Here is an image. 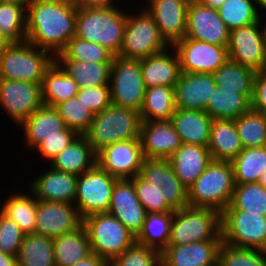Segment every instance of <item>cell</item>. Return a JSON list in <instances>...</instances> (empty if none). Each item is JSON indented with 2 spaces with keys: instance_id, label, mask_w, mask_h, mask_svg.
Here are the masks:
<instances>
[{
  "instance_id": "e7e4bbea",
  "label": "cell",
  "mask_w": 266,
  "mask_h": 266,
  "mask_svg": "<svg viewBox=\"0 0 266 266\" xmlns=\"http://www.w3.org/2000/svg\"><path fill=\"white\" fill-rule=\"evenodd\" d=\"M266 13V12H265ZM266 18V17H265ZM260 20L262 21V20H265L266 21V19H264V17L262 18V16H260ZM264 24V25H263ZM262 26H263V30H264V37H265V41H266V22L264 23V21H263V23H262Z\"/></svg>"
},
{
  "instance_id": "836d02e7",
  "label": "cell",
  "mask_w": 266,
  "mask_h": 266,
  "mask_svg": "<svg viewBox=\"0 0 266 266\" xmlns=\"http://www.w3.org/2000/svg\"><path fill=\"white\" fill-rule=\"evenodd\" d=\"M212 75L217 86L243 94L251 102L256 75L254 70L227 59Z\"/></svg>"
},
{
  "instance_id": "4dcf8cb0",
  "label": "cell",
  "mask_w": 266,
  "mask_h": 266,
  "mask_svg": "<svg viewBox=\"0 0 266 266\" xmlns=\"http://www.w3.org/2000/svg\"><path fill=\"white\" fill-rule=\"evenodd\" d=\"M52 241L56 266H72L92 253L83 224L74 231L52 238Z\"/></svg>"
},
{
  "instance_id": "2e32d148",
  "label": "cell",
  "mask_w": 266,
  "mask_h": 266,
  "mask_svg": "<svg viewBox=\"0 0 266 266\" xmlns=\"http://www.w3.org/2000/svg\"><path fill=\"white\" fill-rule=\"evenodd\" d=\"M139 175L153 185L173 210L189 206L188 189L174 173L169 160L145 158Z\"/></svg>"
},
{
  "instance_id": "d6a6232c",
  "label": "cell",
  "mask_w": 266,
  "mask_h": 266,
  "mask_svg": "<svg viewBox=\"0 0 266 266\" xmlns=\"http://www.w3.org/2000/svg\"><path fill=\"white\" fill-rule=\"evenodd\" d=\"M73 78L78 88H92L110 84L112 63H90L75 59H55Z\"/></svg>"
},
{
  "instance_id": "44dd1931",
  "label": "cell",
  "mask_w": 266,
  "mask_h": 266,
  "mask_svg": "<svg viewBox=\"0 0 266 266\" xmlns=\"http://www.w3.org/2000/svg\"><path fill=\"white\" fill-rule=\"evenodd\" d=\"M140 141L146 159L168 160L183 144L171 120L142 121Z\"/></svg>"
},
{
  "instance_id": "8d00e7d4",
  "label": "cell",
  "mask_w": 266,
  "mask_h": 266,
  "mask_svg": "<svg viewBox=\"0 0 266 266\" xmlns=\"http://www.w3.org/2000/svg\"><path fill=\"white\" fill-rule=\"evenodd\" d=\"M250 108L251 102L243 94L216 86L205 112L212 119L234 120Z\"/></svg>"
},
{
  "instance_id": "7c38bea8",
  "label": "cell",
  "mask_w": 266,
  "mask_h": 266,
  "mask_svg": "<svg viewBox=\"0 0 266 266\" xmlns=\"http://www.w3.org/2000/svg\"><path fill=\"white\" fill-rule=\"evenodd\" d=\"M228 59L261 72L266 60V41L262 21L230 31Z\"/></svg>"
},
{
  "instance_id": "603a6c76",
  "label": "cell",
  "mask_w": 266,
  "mask_h": 266,
  "mask_svg": "<svg viewBox=\"0 0 266 266\" xmlns=\"http://www.w3.org/2000/svg\"><path fill=\"white\" fill-rule=\"evenodd\" d=\"M31 179L28 188L38 200L74 204L78 175L52 167Z\"/></svg>"
},
{
  "instance_id": "681fc988",
  "label": "cell",
  "mask_w": 266,
  "mask_h": 266,
  "mask_svg": "<svg viewBox=\"0 0 266 266\" xmlns=\"http://www.w3.org/2000/svg\"><path fill=\"white\" fill-rule=\"evenodd\" d=\"M130 180L133 182L136 195L147 213L174 212L153 185L144 180L140 175H136Z\"/></svg>"
},
{
  "instance_id": "30bf717a",
  "label": "cell",
  "mask_w": 266,
  "mask_h": 266,
  "mask_svg": "<svg viewBox=\"0 0 266 266\" xmlns=\"http://www.w3.org/2000/svg\"><path fill=\"white\" fill-rule=\"evenodd\" d=\"M109 85L113 105L140 112L146 91L140 60L114 56Z\"/></svg>"
},
{
  "instance_id": "f6af8a7d",
  "label": "cell",
  "mask_w": 266,
  "mask_h": 266,
  "mask_svg": "<svg viewBox=\"0 0 266 266\" xmlns=\"http://www.w3.org/2000/svg\"><path fill=\"white\" fill-rule=\"evenodd\" d=\"M25 6L0 2V33L9 43L26 41Z\"/></svg>"
},
{
  "instance_id": "ba28073f",
  "label": "cell",
  "mask_w": 266,
  "mask_h": 266,
  "mask_svg": "<svg viewBox=\"0 0 266 266\" xmlns=\"http://www.w3.org/2000/svg\"><path fill=\"white\" fill-rule=\"evenodd\" d=\"M127 13L123 43L118 57L141 60L169 49L154 18L143 7L139 13ZM139 14V15H138Z\"/></svg>"
},
{
  "instance_id": "7402d4cb",
  "label": "cell",
  "mask_w": 266,
  "mask_h": 266,
  "mask_svg": "<svg viewBox=\"0 0 266 266\" xmlns=\"http://www.w3.org/2000/svg\"><path fill=\"white\" fill-rule=\"evenodd\" d=\"M216 86L210 73L181 72L174 87L175 107L205 111Z\"/></svg>"
},
{
  "instance_id": "ac0fdd59",
  "label": "cell",
  "mask_w": 266,
  "mask_h": 266,
  "mask_svg": "<svg viewBox=\"0 0 266 266\" xmlns=\"http://www.w3.org/2000/svg\"><path fill=\"white\" fill-rule=\"evenodd\" d=\"M230 30L219 17L218 11L190 0L187 10L186 38L228 46Z\"/></svg>"
},
{
  "instance_id": "bcb514c9",
  "label": "cell",
  "mask_w": 266,
  "mask_h": 266,
  "mask_svg": "<svg viewBox=\"0 0 266 266\" xmlns=\"http://www.w3.org/2000/svg\"><path fill=\"white\" fill-rule=\"evenodd\" d=\"M67 128L84 135L94 119V113L75 96L55 107Z\"/></svg>"
},
{
  "instance_id": "d6986e66",
  "label": "cell",
  "mask_w": 266,
  "mask_h": 266,
  "mask_svg": "<svg viewBox=\"0 0 266 266\" xmlns=\"http://www.w3.org/2000/svg\"><path fill=\"white\" fill-rule=\"evenodd\" d=\"M147 12L154 18L165 41L173 46L185 37L190 0H147Z\"/></svg>"
},
{
  "instance_id": "7a4b0ae2",
  "label": "cell",
  "mask_w": 266,
  "mask_h": 266,
  "mask_svg": "<svg viewBox=\"0 0 266 266\" xmlns=\"http://www.w3.org/2000/svg\"><path fill=\"white\" fill-rule=\"evenodd\" d=\"M117 6L107 8L77 7L75 36L100 44L118 56L122 43L127 13Z\"/></svg>"
},
{
  "instance_id": "7bdbcfd3",
  "label": "cell",
  "mask_w": 266,
  "mask_h": 266,
  "mask_svg": "<svg viewBox=\"0 0 266 266\" xmlns=\"http://www.w3.org/2000/svg\"><path fill=\"white\" fill-rule=\"evenodd\" d=\"M234 122L243 148L266 146V114L250 108Z\"/></svg>"
},
{
  "instance_id": "be15d7a7",
  "label": "cell",
  "mask_w": 266,
  "mask_h": 266,
  "mask_svg": "<svg viewBox=\"0 0 266 266\" xmlns=\"http://www.w3.org/2000/svg\"><path fill=\"white\" fill-rule=\"evenodd\" d=\"M259 9L263 13V11H266V0H257ZM263 10V11H262Z\"/></svg>"
},
{
  "instance_id": "f546056e",
  "label": "cell",
  "mask_w": 266,
  "mask_h": 266,
  "mask_svg": "<svg viewBox=\"0 0 266 266\" xmlns=\"http://www.w3.org/2000/svg\"><path fill=\"white\" fill-rule=\"evenodd\" d=\"M208 149L215 161L231 162L243 150L234 120L212 119Z\"/></svg>"
},
{
  "instance_id": "f1b7e54d",
  "label": "cell",
  "mask_w": 266,
  "mask_h": 266,
  "mask_svg": "<svg viewBox=\"0 0 266 266\" xmlns=\"http://www.w3.org/2000/svg\"><path fill=\"white\" fill-rule=\"evenodd\" d=\"M20 126L24 132V144L35 149L46 136L56 134L66 128L55 107L42 105Z\"/></svg>"
},
{
  "instance_id": "e0dca14e",
  "label": "cell",
  "mask_w": 266,
  "mask_h": 266,
  "mask_svg": "<svg viewBox=\"0 0 266 266\" xmlns=\"http://www.w3.org/2000/svg\"><path fill=\"white\" fill-rule=\"evenodd\" d=\"M83 224L74 204L38 200L35 234L55 238L78 229Z\"/></svg>"
},
{
  "instance_id": "5bb4252c",
  "label": "cell",
  "mask_w": 266,
  "mask_h": 266,
  "mask_svg": "<svg viewBox=\"0 0 266 266\" xmlns=\"http://www.w3.org/2000/svg\"><path fill=\"white\" fill-rule=\"evenodd\" d=\"M180 61L181 72L210 73L219 69L228 59L225 46L184 37L172 46Z\"/></svg>"
},
{
  "instance_id": "60d3db41",
  "label": "cell",
  "mask_w": 266,
  "mask_h": 266,
  "mask_svg": "<svg viewBox=\"0 0 266 266\" xmlns=\"http://www.w3.org/2000/svg\"><path fill=\"white\" fill-rule=\"evenodd\" d=\"M257 0H226L217 9L219 17L231 31L260 20L261 11Z\"/></svg>"
},
{
  "instance_id": "cb8c5ba5",
  "label": "cell",
  "mask_w": 266,
  "mask_h": 266,
  "mask_svg": "<svg viewBox=\"0 0 266 266\" xmlns=\"http://www.w3.org/2000/svg\"><path fill=\"white\" fill-rule=\"evenodd\" d=\"M222 240L167 246L161 252V266H216Z\"/></svg>"
},
{
  "instance_id": "6125c7cd",
  "label": "cell",
  "mask_w": 266,
  "mask_h": 266,
  "mask_svg": "<svg viewBox=\"0 0 266 266\" xmlns=\"http://www.w3.org/2000/svg\"><path fill=\"white\" fill-rule=\"evenodd\" d=\"M258 183L266 188V169L262 172L261 176L259 177Z\"/></svg>"
},
{
  "instance_id": "9a60e30c",
  "label": "cell",
  "mask_w": 266,
  "mask_h": 266,
  "mask_svg": "<svg viewBox=\"0 0 266 266\" xmlns=\"http://www.w3.org/2000/svg\"><path fill=\"white\" fill-rule=\"evenodd\" d=\"M144 159L140 138L112 143L97 153V164L117 179L139 175Z\"/></svg>"
},
{
  "instance_id": "9f6ffc18",
  "label": "cell",
  "mask_w": 266,
  "mask_h": 266,
  "mask_svg": "<svg viewBox=\"0 0 266 266\" xmlns=\"http://www.w3.org/2000/svg\"><path fill=\"white\" fill-rule=\"evenodd\" d=\"M72 266H109V263L101 257L97 256L95 253H91Z\"/></svg>"
},
{
  "instance_id": "d4e9b609",
  "label": "cell",
  "mask_w": 266,
  "mask_h": 266,
  "mask_svg": "<svg viewBox=\"0 0 266 266\" xmlns=\"http://www.w3.org/2000/svg\"><path fill=\"white\" fill-rule=\"evenodd\" d=\"M170 49L140 60L146 88L160 85L176 86L181 74L180 61L176 50L172 46ZM169 51H173L174 55L170 54Z\"/></svg>"
},
{
  "instance_id": "52a82bcc",
  "label": "cell",
  "mask_w": 266,
  "mask_h": 266,
  "mask_svg": "<svg viewBox=\"0 0 266 266\" xmlns=\"http://www.w3.org/2000/svg\"><path fill=\"white\" fill-rule=\"evenodd\" d=\"M91 252L110 263L136 242V236L117 218L97 213L83 219Z\"/></svg>"
},
{
  "instance_id": "03108f58",
  "label": "cell",
  "mask_w": 266,
  "mask_h": 266,
  "mask_svg": "<svg viewBox=\"0 0 266 266\" xmlns=\"http://www.w3.org/2000/svg\"><path fill=\"white\" fill-rule=\"evenodd\" d=\"M261 73L266 76V60H265V63H264V66H263Z\"/></svg>"
},
{
  "instance_id": "4fadbf2b",
  "label": "cell",
  "mask_w": 266,
  "mask_h": 266,
  "mask_svg": "<svg viewBox=\"0 0 266 266\" xmlns=\"http://www.w3.org/2000/svg\"><path fill=\"white\" fill-rule=\"evenodd\" d=\"M42 105L41 84L0 78V107L17 126Z\"/></svg>"
},
{
  "instance_id": "94428289",
  "label": "cell",
  "mask_w": 266,
  "mask_h": 266,
  "mask_svg": "<svg viewBox=\"0 0 266 266\" xmlns=\"http://www.w3.org/2000/svg\"><path fill=\"white\" fill-rule=\"evenodd\" d=\"M10 43L6 40V38L0 33V53L5 50V48Z\"/></svg>"
},
{
  "instance_id": "7dc6e473",
  "label": "cell",
  "mask_w": 266,
  "mask_h": 266,
  "mask_svg": "<svg viewBox=\"0 0 266 266\" xmlns=\"http://www.w3.org/2000/svg\"><path fill=\"white\" fill-rule=\"evenodd\" d=\"M218 266H266V251L236 247L221 242L218 250Z\"/></svg>"
},
{
  "instance_id": "ee69618b",
  "label": "cell",
  "mask_w": 266,
  "mask_h": 266,
  "mask_svg": "<svg viewBox=\"0 0 266 266\" xmlns=\"http://www.w3.org/2000/svg\"><path fill=\"white\" fill-rule=\"evenodd\" d=\"M55 59H75L90 63H112L114 55L100 44L72 37Z\"/></svg>"
},
{
  "instance_id": "83f0119b",
  "label": "cell",
  "mask_w": 266,
  "mask_h": 266,
  "mask_svg": "<svg viewBox=\"0 0 266 266\" xmlns=\"http://www.w3.org/2000/svg\"><path fill=\"white\" fill-rule=\"evenodd\" d=\"M96 164L97 153L84 135H79L51 160L49 166L59 171L81 175Z\"/></svg>"
},
{
  "instance_id": "4316f807",
  "label": "cell",
  "mask_w": 266,
  "mask_h": 266,
  "mask_svg": "<svg viewBox=\"0 0 266 266\" xmlns=\"http://www.w3.org/2000/svg\"><path fill=\"white\" fill-rule=\"evenodd\" d=\"M171 122L182 143L208 146L212 118L205 111L176 108Z\"/></svg>"
},
{
  "instance_id": "1f68e13d",
  "label": "cell",
  "mask_w": 266,
  "mask_h": 266,
  "mask_svg": "<svg viewBox=\"0 0 266 266\" xmlns=\"http://www.w3.org/2000/svg\"><path fill=\"white\" fill-rule=\"evenodd\" d=\"M78 89L73 78L54 61L43 75L41 84L43 105L56 107L59 103L75 97Z\"/></svg>"
},
{
  "instance_id": "91938a15",
  "label": "cell",
  "mask_w": 266,
  "mask_h": 266,
  "mask_svg": "<svg viewBox=\"0 0 266 266\" xmlns=\"http://www.w3.org/2000/svg\"><path fill=\"white\" fill-rule=\"evenodd\" d=\"M31 1L32 0H0V2H3V3L19 4V5L25 6L26 8Z\"/></svg>"
},
{
  "instance_id": "74e56055",
  "label": "cell",
  "mask_w": 266,
  "mask_h": 266,
  "mask_svg": "<svg viewBox=\"0 0 266 266\" xmlns=\"http://www.w3.org/2000/svg\"><path fill=\"white\" fill-rule=\"evenodd\" d=\"M18 266H56L52 238L37 234L23 237L17 255Z\"/></svg>"
},
{
  "instance_id": "8992f818",
  "label": "cell",
  "mask_w": 266,
  "mask_h": 266,
  "mask_svg": "<svg viewBox=\"0 0 266 266\" xmlns=\"http://www.w3.org/2000/svg\"><path fill=\"white\" fill-rule=\"evenodd\" d=\"M207 240H222L218 210L190 206L174 210L168 246Z\"/></svg>"
},
{
  "instance_id": "8fae6325",
  "label": "cell",
  "mask_w": 266,
  "mask_h": 266,
  "mask_svg": "<svg viewBox=\"0 0 266 266\" xmlns=\"http://www.w3.org/2000/svg\"><path fill=\"white\" fill-rule=\"evenodd\" d=\"M222 241L236 247L266 251V216L243 210L221 213Z\"/></svg>"
},
{
  "instance_id": "680465c9",
  "label": "cell",
  "mask_w": 266,
  "mask_h": 266,
  "mask_svg": "<svg viewBox=\"0 0 266 266\" xmlns=\"http://www.w3.org/2000/svg\"><path fill=\"white\" fill-rule=\"evenodd\" d=\"M197 1L206 7H211L212 9L217 10L223 5V3L226 0H197Z\"/></svg>"
},
{
  "instance_id": "ffe728a7",
  "label": "cell",
  "mask_w": 266,
  "mask_h": 266,
  "mask_svg": "<svg viewBox=\"0 0 266 266\" xmlns=\"http://www.w3.org/2000/svg\"><path fill=\"white\" fill-rule=\"evenodd\" d=\"M108 213L117 218L135 236L142 230L147 211L139 201L130 179L116 181Z\"/></svg>"
},
{
  "instance_id": "db71d44e",
  "label": "cell",
  "mask_w": 266,
  "mask_h": 266,
  "mask_svg": "<svg viewBox=\"0 0 266 266\" xmlns=\"http://www.w3.org/2000/svg\"><path fill=\"white\" fill-rule=\"evenodd\" d=\"M251 109L266 114V76L261 72L254 77Z\"/></svg>"
},
{
  "instance_id": "e575fe53",
  "label": "cell",
  "mask_w": 266,
  "mask_h": 266,
  "mask_svg": "<svg viewBox=\"0 0 266 266\" xmlns=\"http://www.w3.org/2000/svg\"><path fill=\"white\" fill-rule=\"evenodd\" d=\"M174 87L153 86L146 88L140 110L142 121L171 120L175 113Z\"/></svg>"
},
{
  "instance_id": "277c9868",
  "label": "cell",
  "mask_w": 266,
  "mask_h": 266,
  "mask_svg": "<svg viewBox=\"0 0 266 266\" xmlns=\"http://www.w3.org/2000/svg\"><path fill=\"white\" fill-rule=\"evenodd\" d=\"M235 188L231 162L213 160L188 188L190 207L213 208L222 213Z\"/></svg>"
},
{
  "instance_id": "816d5d0a",
  "label": "cell",
  "mask_w": 266,
  "mask_h": 266,
  "mask_svg": "<svg viewBox=\"0 0 266 266\" xmlns=\"http://www.w3.org/2000/svg\"><path fill=\"white\" fill-rule=\"evenodd\" d=\"M78 136L79 135L74 130L66 127L56 134L46 136L35 148V151H37V154H40V157H44V159L50 163L56 155L71 144Z\"/></svg>"
},
{
  "instance_id": "b9f144b4",
  "label": "cell",
  "mask_w": 266,
  "mask_h": 266,
  "mask_svg": "<svg viewBox=\"0 0 266 266\" xmlns=\"http://www.w3.org/2000/svg\"><path fill=\"white\" fill-rule=\"evenodd\" d=\"M225 210H243L266 216V188L258 182L235 184L230 204Z\"/></svg>"
},
{
  "instance_id": "f907efd6",
  "label": "cell",
  "mask_w": 266,
  "mask_h": 266,
  "mask_svg": "<svg viewBox=\"0 0 266 266\" xmlns=\"http://www.w3.org/2000/svg\"><path fill=\"white\" fill-rule=\"evenodd\" d=\"M24 235L18 224L0 211V251L17 257Z\"/></svg>"
},
{
  "instance_id": "6da1fadb",
  "label": "cell",
  "mask_w": 266,
  "mask_h": 266,
  "mask_svg": "<svg viewBox=\"0 0 266 266\" xmlns=\"http://www.w3.org/2000/svg\"><path fill=\"white\" fill-rule=\"evenodd\" d=\"M76 19L72 0H32L26 11V41L56 56L75 36Z\"/></svg>"
},
{
  "instance_id": "d590c367",
  "label": "cell",
  "mask_w": 266,
  "mask_h": 266,
  "mask_svg": "<svg viewBox=\"0 0 266 266\" xmlns=\"http://www.w3.org/2000/svg\"><path fill=\"white\" fill-rule=\"evenodd\" d=\"M16 193L4 200L0 211L9 219L15 221L22 232L26 234H35V221L38 199L34 194Z\"/></svg>"
},
{
  "instance_id": "c3c4849f",
  "label": "cell",
  "mask_w": 266,
  "mask_h": 266,
  "mask_svg": "<svg viewBox=\"0 0 266 266\" xmlns=\"http://www.w3.org/2000/svg\"><path fill=\"white\" fill-rule=\"evenodd\" d=\"M109 266H161V252L135 242Z\"/></svg>"
},
{
  "instance_id": "ab89813d",
  "label": "cell",
  "mask_w": 266,
  "mask_h": 266,
  "mask_svg": "<svg viewBox=\"0 0 266 266\" xmlns=\"http://www.w3.org/2000/svg\"><path fill=\"white\" fill-rule=\"evenodd\" d=\"M173 212L147 213L142 230L136 236V242L162 252L170 238Z\"/></svg>"
},
{
  "instance_id": "f35d334b",
  "label": "cell",
  "mask_w": 266,
  "mask_h": 266,
  "mask_svg": "<svg viewBox=\"0 0 266 266\" xmlns=\"http://www.w3.org/2000/svg\"><path fill=\"white\" fill-rule=\"evenodd\" d=\"M231 164L235 184L258 182L266 169V146L243 148Z\"/></svg>"
},
{
  "instance_id": "484cf974",
  "label": "cell",
  "mask_w": 266,
  "mask_h": 266,
  "mask_svg": "<svg viewBox=\"0 0 266 266\" xmlns=\"http://www.w3.org/2000/svg\"><path fill=\"white\" fill-rule=\"evenodd\" d=\"M168 160L174 173L187 189L213 161L208 146L184 143Z\"/></svg>"
},
{
  "instance_id": "f5cc1de1",
  "label": "cell",
  "mask_w": 266,
  "mask_h": 266,
  "mask_svg": "<svg viewBox=\"0 0 266 266\" xmlns=\"http://www.w3.org/2000/svg\"><path fill=\"white\" fill-rule=\"evenodd\" d=\"M94 114L109 107L111 102L110 85L92 88H79L76 95Z\"/></svg>"
},
{
  "instance_id": "3957f363",
  "label": "cell",
  "mask_w": 266,
  "mask_h": 266,
  "mask_svg": "<svg viewBox=\"0 0 266 266\" xmlns=\"http://www.w3.org/2000/svg\"><path fill=\"white\" fill-rule=\"evenodd\" d=\"M141 124L139 111L111 104L94 115L84 137L98 153L112 143L140 138Z\"/></svg>"
},
{
  "instance_id": "6f0895ef",
  "label": "cell",
  "mask_w": 266,
  "mask_h": 266,
  "mask_svg": "<svg viewBox=\"0 0 266 266\" xmlns=\"http://www.w3.org/2000/svg\"><path fill=\"white\" fill-rule=\"evenodd\" d=\"M0 266H18L17 257L5 254L0 251Z\"/></svg>"
},
{
  "instance_id": "9c48e42d",
  "label": "cell",
  "mask_w": 266,
  "mask_h": 266,
  "mask_svg": "<svg viewBox=\"0 0 266 266\" xmlns=\"http://www.w3.org/2000/svg\"><path fill=\"white\" fill-rule=\"evenodd\" d=\"M117 180L98 164L78 175L74 205L82 219L109 211L112 190Z\"/></svg>"
},
{
  "instance_id": "11a10c76",
  "label": "cell",
  "mask_w": 266,
  "mask_h": 266,
  "mask_svg": "<svg viewBox=\"0 0 266 266\" xmlns=\"http://www.w3.org/2000/svg\"><path fill=\"white\" fill-rule=\"evenodd\" d=\"M115 0H72L77 7L86 8H107L113 7Z\"/></svg>"
},
{
  "instance_id": "5b68a950",
  "label": "cell",
  "mask_w": 266,
  "mask_h": 266,
  "mask_svg": "<svg viewBox=\"0 0 266 266\" xmlns=\"http://www.w3.org/2000/svg\"><path fill=\"white\" fill-rule=\"evenodd\" d=\"M55 56L25 41L10 43L0 53V78L42 84Z\"/></svg>"
}]
</instances>
